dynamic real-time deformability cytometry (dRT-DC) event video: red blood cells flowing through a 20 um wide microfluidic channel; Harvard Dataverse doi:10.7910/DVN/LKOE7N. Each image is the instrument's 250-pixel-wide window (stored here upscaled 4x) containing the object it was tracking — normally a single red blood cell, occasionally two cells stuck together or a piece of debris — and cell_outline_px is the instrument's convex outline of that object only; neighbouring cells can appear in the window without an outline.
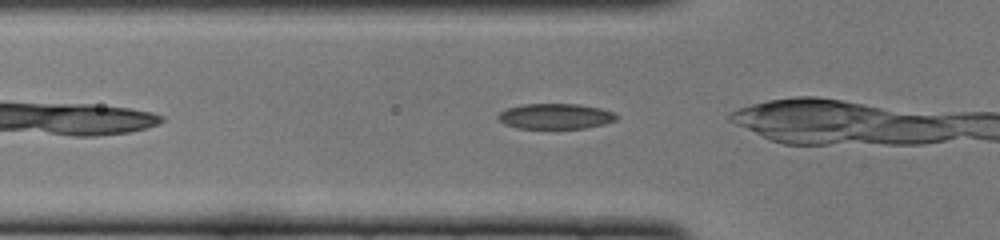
{"species": "common noctule bat (a hibernating species)", "species_latin": "Nyctalus noctula", "temperature_condition": "cold", "stored_images_in_passage": 4, "camera_frame_rate_fps": 3000, "um_per_image_px": 0.085, "animal": {"sex": "female", "body_mass_g": 22.0, "forearm_length_mm": 56.7}, "frame": {"image": 1, "passage_image": 2, "time_ms": 0.333, "image_size_px": [1000, 240], "cell_outline_px": [[616, 120], [604, 124], [584, 128], [516, 128], [504, 124], [496, 116], [500, 112], [508, 108], [524, 104], [580, 104], [600, 108], [616, 112]], "centroid_in_image_um": [47.22, 9.88], "position_along_channel_um": 78.6, "area_um2": 17.51}}